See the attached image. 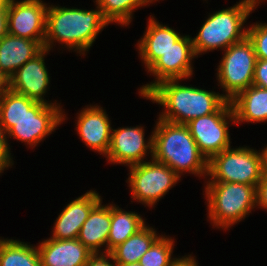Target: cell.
I'll return each instance as SVG.
<instances>
[{"label": "cell", "instance_id": "cell-1", "mask_svg": "<svg viewBox=\"0 0 267 266\" xmlns=\"http://www.w3.org/2000/svg\"><path fill=\"white\" fill-rule=\"evenodd\" d=\"M176 79L157 83L144 97L169 109L160 119L187 124L190 120L215 113L227 100L206 90L175 84ZM183 116V117H182Z\"/></svg>", "mask_w": 267, "mask_h": 266}, {"label": "cell", "instance_id": "cell-2", "mask_svg": "<svg viewBox=\"0 0 267 266\" xmlns=\"http://www.w3.org/2000/svg\"><path fill=\"white\" fill-rule=\"evenodd\" d=\"M160 121L153 134V157L155 161L170 167L177 175L180 170H189L192 173L208 172V159L184 124Z\"/></svg>", "mask_w": 267, "mask_h": 266}, {"label": "cell", "instance_id": "cell-3", "mask_svg": "<svg viewBox=\"0 0 267 266\" xmlns=\"http://www.w3.org/2000/svg\"><path fill=\"white\" fill-rule=\"evenodd\" d=\"M109 22L103 17L101 10L87 11L51 7L47 9L46 36L44 48H50V38L65 42L86 50L90 47L97 35Z\"/></svg>", "mask_w": 267, "mask_h": 266}, {"label": "cell", "instance_id": "cell-4", "mask_svg": "<svg viewBox=\"0 0 267 266\" xmlns=\"http://www.w3.org/2000/svg\"><path fill=\"white\" fill-rule=\"evenodd\" d=\"M255 4V0H244L233 8L211 15L192 40L195 54L222 46L228 48L244 40L247 31L240 32V29Z\"/></svg>", "mask_w": 267, "mask_h": 266}, {"label": "cell", "instance_id": "cell-5", "mask_svg": "<svg viewBox=\"0 0 267 266\" xmlns=\"http://www.w3.org/2000/svg\"><path fill=\"white\" fill-rule=\"evenodd\" d=\"M206 189L209 217L222 227L242 219L257 202L255 186L213 181Z\"/></svg>", "mask_w": 267, "mask_h": 266}, {"label": "cell", "instance_id": "cell-6", "mask_svg": "<svg viewBox=\"0 0 267 266\" xmlns=\"http://www.w3.org/2000/svg\"><path fill=\"white\" fill-rule=\"evenodd\" d=\"M216 182L240 183L257 188L264 174L263 154L253 150L230 147L208 161V172Z\"/></svg>", "mask_w": 267, "mask_h": 266}, {"label": "cell", "instance_id": "cell-7", "mask_svg": "<svg viewBox=\"0 0 267 266\" xmlns=\"http://www.w3.org/2000/svg\"><path fill=\"white\" fill-rule=\"evenodd\" d=\"M256 61L254 46L248 37L227 48L218 75L221 85L228 92L225 96L227 101L253 85Z\"/></svg>", "mask_w": 267, "mask_h": 266}, {"label": "cell", "instance_id": "cell-8", "mask_svg": "<svg viewBox=\"0 0 267 266\" xmlns=\"http://www.w3.org/2000/svg\"><path fill=\"white\" fill-rule=\"evenodd\" d=\"M226 116L235 118L230 101H226L215 113L192 119L185 124L208 161L230 147Z\"/></svg>", "mask_w": 267, "mask_h": 266}, {"label": "cell", "instance_id": "cell-9", "mask_svg": "<svg viewBox=\"0 0 267 266\" xmlns=\"http://www.w3.org/2000/svg\"><path fill=\"white\" fill-rule=\"evenodd\" d=\"M130 185L133 198L152 205L177 182V175L167 165L157 162H145L130 166Z\"/></svg>", "mask_w": 267, "mask_h": 266}, {"label": "cell", "instance_id": "cell-10", "mask_svg": "<svg viewBox=\"0 0 267 266\" xmlns=\"http://www.w3.org/2000/svg\"><path fill=\"white\" fill-rule=\"evenodd\" d=\"M44 5L39 0H24L19 3L8 0V34L39 41L44 46L48 9Z\"/></svg>", "mask_w": 267, "mask_h": 266}, {"label": "cell", "instance_id": "cell-11", "mask_svg": "<svg viewBox=\"0 0 267 266\" xmlns=\"http://www.w3.org/2000/svg\"><path fill=\"white\" fill-rule=\"evenodd\" d=\"M58 109L54 105L36 102L15 122L8 134L29 144H36L62 121Z\"/></svg>", "mask_w": 267, "mask_h": 266}, {"label": "cell", "instance_id": "cell-12", "mask_svg": "<svg viewBox=\"0 0 267 266\" xmlns=\"http://www.w3.org/2000/svg\"><path fill=\"white\" fill-rule=\"evenodd\" d=\"M196 55L193 49L192 39L181 37L173 46L158 58L150 67L158 78V81L146 85L141 89V95L145 96L157 83L168 79H182L192 73L190 60ZM192 57V58H191Z\"/></svg>", "mask_w": 267, "mask_h": 266}, {"label": "cell", "instance_id": "cell-13", "mask_svg": "<svg viewBox=\"0 0 267 266\" xmlns=\"http://www.w3.org/2000/svg\"><path fill=\"white\" fill-rule=\"evenodd\" d=\"M45 52L47 50L44 48L10 77V90L25 95L36 102L48 104L41 97L49 83L43 60Z\"/></svg>", "mask_w": 267, "mask_h": 266}, {"label": "cell", "instance_id": "cell-14", "mask_svg": "<svg viewBox=\"0 0 267 266\" xmlns=\"http://www.w3.org/2000/svg\"><path fill=\"white\" fill-rule=\"evenodd\" d=\"M113 131L107 152L111 162L128 163L133 166L141 163L147 147L153 153V138L148 143L150 146L146 145L142 128H122Z\"/></svg>", "mask_w": 267, "mask_h": 266}, {"label": "cell", "instance_id": "cell-15", "mask_svg": "<svg viewBox=\"0 0 267 266\" xmlns=\"http://www.w3.org/2000/svg\"><path fill=\"white\" fill-rule=\"evenodd\" d=\"M42 266H84L93 254L78 239L44 241L38 248Z\"/></svg>", "mask_w": 267, "mask_h": 266}, {"label": "cell", "instance_id": "cell-16", "mask_svg": "<svg viewBox=\"0 0 267 266\" xmlns=\"http://www.w3.org/2000/svg\"><path fill=\"white\" fill-rule=\"evenodd\" d=\"M99 201H101L100 196L90 191L68 204L56 221L51 239H78L81 226Z\"/></svg>", "mask_w": 267, "mask_h": 266}, {"label": "cell", "instance_id": "cell-17", "mask_svg": "<svg viewBox=\"0 0 267 266\" xmlns=\"http://www.w3.org/2000/svg\"><path fill=\"white\" fill-rule=\"evenodd\" d=\"M44 49L39 41L6 34L0 39V70L9 77Z\"/></svg>", "mask_w": 267, "mask_h": 266}, {"label": "cell", "instance_id": "cell-18", "mask_svg": "<svg viewBox=\"0 0 267 266\" xmlns=\"http://www.w3.org/2000/svg\"><path fill=\"white\" fill-rule=\"evenodd\" d=\"M80 137L94 150L107 154L111 142V127L108 117L100 108H87L79 117Z\"/></svg>", "mask_w": 267, "mask_h": 266}, {"label": "cell", "instance_id": "cell-19", "mask_svg": "<svg viewBox=\"0 0 267 266\" xmlns=\"http://www.w3.org/2000/svg\"><path fill=\"white\" fill-rule=\"evenodd\" d=\"M100 202L92 208L78 236V240L93 253L107 242L111 225V207H101Z\"/></svg>", "mask_w": 267, "mask_h": 266}, {"label": "cell", "instance_id": "cell-20", "mask_svg": "<svg viewBox=\"0 0 267 266\" xmlns=\"http://www.w3.org/2000/svg\"><path fill=\"white\" fill-rule=\"evenodd\" d=\"M230 102L235 120L259 122L267 119V89L251 85Z\"/></svg>", "mask_w": 267, "mask_h": 266}, {"label": "cell", "instance_id": "cell-21", "mask_svg": "<svg viewBox=\"0 0 267 266\" xmlns=\"http://www.w3.org/2000/svg\"><path fill=\"white\" fill-rule=\"evenodd\" d=\"M149 22L145 37L139 44L141 56L148 68L181 38L173 29L161 26L153 19Z\"/></svg>", "mask_w": 267, "mask_h": 266}, {"label": "cell", "instance_id": "cell-22", "mask_svg": "<svg viewBox=\"0 0 267 266\" xmlns=\"http://www.w3.org/2000/svg\"><path fill=\"white\" fill-rule=\"evenodd\" d=\"M157 239L155 232L144 226L125 242L115 247L110 253H107V257L114 260L115 264L139 262L140 258Z\"/></svg>", "mask_w": 267, "mask_h": 266}, {"label": "cell", "instance_id": "cell-23", "mask_svg": "<svg viewBox=\"0 0 267 266\" xmlns=\"http://www.w3.org/2000/svg\"><path fill=\"white\" fill-rule=\"evenodd\" d=\"M143 219L135 213L123 212L111 207V225L107 240V253H110L119 244L136 234L144 227Z\"/></svg>", "mask_w": 267, "mask_h": 266}, {"label": "cell", "instance_id": "cell-24", "mask_svg": "<svg viewBox=\"0 0 267 266\" xmlns=\"http://www.w3.org/2000/svg\"><path fill=\"white\" fill-rule=\"evenodd\" d=\"M0 266H42L37 249L15 240H0Z\"/></svg>", "mask_w": 267, "mask_h": 266}, {"label": "cell", "instance_id": "cell-25", "mask_svg": "<svg viewBox=\"0 0 267 266\" xmlns=\"http://www.w3.org/2000/svg\"><path fill=\"white\" fill-rule=\"evenodd\" d=\"M2 96H0V124L8 132L36 101L11 90Z\"/></svg>", "mask_w": 267, "mask_h": 266}, {"label": "cell", "instance_id": "cell-26", "mask_svg": "<svg viewBox=\"0 0 267 266\" xmlns=\"http://www.w3.org/2000/svg\"><path fill=\"white\" fill-rule=\"evenodd\" d=\"M98 8L108 22L119 21L127 24L131 17V11L150 0H97Z\"/></svg>", "mask_w": 267, "mask_h": 266}, {"label": "cell", "instance_id": "cell-27", "mask_svg": "<svg viewBox=\"0 0 267 266\" xmlns=\"http://www.w3.org/2000/svg\"><path fill=\"white\" fill-rule=\"evenodd\" d=\"M172 245L170 239L159 237L140 258L139 263L142 266H172L176 262L170 260Z\"/></svg>", "mask_w": 267, "mask_h": 266}, {"label": "cell", "instance_id": "cell-28", "mask_svg": "<svg viewBox=\"0 0 267 266\" xmlns=\"http://www.w3.org/2000/svg\"><path fill=\"white\" fill-rule=\"evenodd\" d=\"M247 37L254 46L257 59L267 60V25H255L247 30Z\"/></svg>", "mask_w": 267, "mask_h": 266}, {"label": "cell", "instance_id": "cell-29", "mask_svg": "<svg viewBox=\"0 0 267 266\" xmlns=\"http://www.w3.org/2000/svg\"><path fill=\"white\" fill-rule=\"evenodd\" d=\"M253 85L267 89V60L257 59L255 64Z\"/></svg>", "mask_w": 267, "mask_h": 266}, {"label": "cell", "instance_id": "cell-30", "mask_svg": "<svg viewBox=\"0 0 267 266\" xmlns=\"http://www.w3.org/2000/svg\"><path fill=\"white\" fill-rule=\"evenodd\" d=\"M1 126L2 125L0 124V172L4 167H8V164L10 163L7 142L5 140L6 138H4L5 135L3 134L6 131H4V128Z\"/></svg>", "mask_w": 267, "mask_h": 266}, {"label": "cell", "instance_id": "cell-31", "mask_svg": "<svg viewBox=\"0 0 267 266\" xmlns=\"http://www.w3.org/2000/svg\"><path fill=\"white\" fill-rule=\"evenodd\" d=\"M257 202L264 208H267V176L263 174L261 181L256 188Z\"/></svg>", "mask_w": 267, "mask_h": 266}, {"label": "cell", "instance_id": "cell-32", "mask_svg": "<svg viewBox=\"0 0 267 266\" xmlns=\"http://www.w3.org/2000/svg\"><path fill=\"white\" fill-rule=\"evenodd\" d=\"M8 0L0 1V39L8 33L7 28Z\"/></svg>", "mask_w": 267, "mask_h": 266}, {"label": "cell", "instance_id": "cell-33", "mask_svg": "<svg viewBox=\"0 0 267 266\" xmlns=\"http://www.w3.org/2000/svg\"><path fill=\"white\" fill-rule=\"evenodd\" d=\"M84 266H115L108 262L107 259H105L104 255L98 257L97 253H93L89 259L88 262Z\"/></svg>", "mask_w": 267, "mask_h": 266}, {"label": "cell", "instance_id": "cell-34", "mask_svg": "<svg viewBox=\"0 0 267 266\" xmlns=\"http://www.w3.org/2000/svg\"><path fill=\"white\" fill-rule=\"evenodd\" d=\"M5 85V87H3ZM10 90V77L0 70V96Z\"/></svg>", "mask_w": 267, "mask_h": 266}, {"label": "cell", "instance_id": "cell-35", "mask_svg": "<svg viewBox=\"0 0 267 266\" xmlns=\"http://www.w3.org/2000/svg\"><path fill=\"white\" fill-rule=\"evenodd\" d=\"M172 266H197L194 259L184 258V259H176V262Z\"/></svg>", "mask_w": 267, "mask_h": 266}, {"label": "cell", "instance_id": "cell-36", "mask_svg": "<svg viewBox=\"0 0 267 266\" xmlns=\"http://www.w3.org/2000/svg\"><path fill=\"white\" fill-rule=\"evenodd\" d=\"M263 167H264V175L267 176V148L263 151Z\"/></svg>", "mask_w": 267, "mask_h": 266}, {"label": "cell", "instance_id": "cell-37", "mask_svg": "<svg viewBox=\"0 0 267 266\" xmlns=\"http://www.w3.org/2000/svg\"><path fill=\"white\" fill-rule=\"evenodd\" d=\"M116 266H142L139 262H132L127 264H115Z\"/></svg>", "mask_w": 267, "mask_h": 266}]
</instances>
